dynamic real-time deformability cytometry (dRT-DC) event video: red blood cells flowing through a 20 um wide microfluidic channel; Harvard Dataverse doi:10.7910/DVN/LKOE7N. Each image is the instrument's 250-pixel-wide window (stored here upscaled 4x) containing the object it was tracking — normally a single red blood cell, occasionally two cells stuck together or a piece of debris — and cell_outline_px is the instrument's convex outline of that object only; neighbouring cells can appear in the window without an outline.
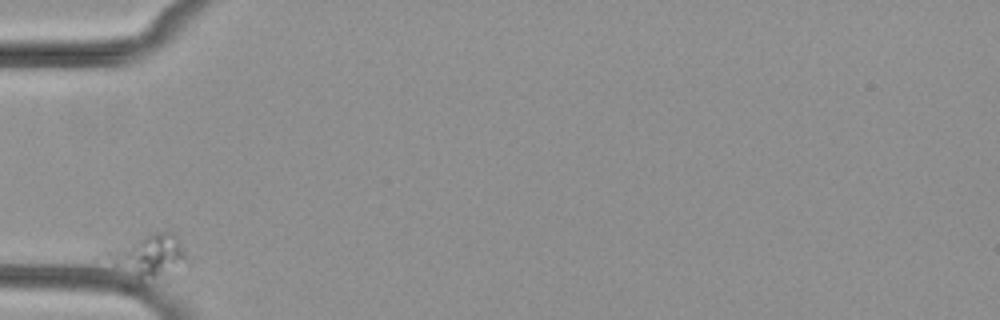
{"species": "common noctule bat (a hibernating species)", "species_latin": "Nyctalus noctula", "temperature_condition": "cold", "stored_images_in_passage": 2, "camera_frame_rate_fps": 3000, "um_per_image_px": 0.085, "animal": {"sex": "female", "body_mass_g": 29.2, "forearm_length_mm": 56.3}, "frame": {"image": 1, "passage_image": 1, "time_ms": 0.0, "image_size_px": [1000, 320], "cell_outline_px": [[188, 264], [144, 288], [108, 256], [104, 252], [108, 248], [148, 232], [168, 228], [176, 232], [184, 248]], "centroid_in_image_um": [12.74, 21.75], "position_along_channel_um": 72.3, "area_um2": 21.44}}